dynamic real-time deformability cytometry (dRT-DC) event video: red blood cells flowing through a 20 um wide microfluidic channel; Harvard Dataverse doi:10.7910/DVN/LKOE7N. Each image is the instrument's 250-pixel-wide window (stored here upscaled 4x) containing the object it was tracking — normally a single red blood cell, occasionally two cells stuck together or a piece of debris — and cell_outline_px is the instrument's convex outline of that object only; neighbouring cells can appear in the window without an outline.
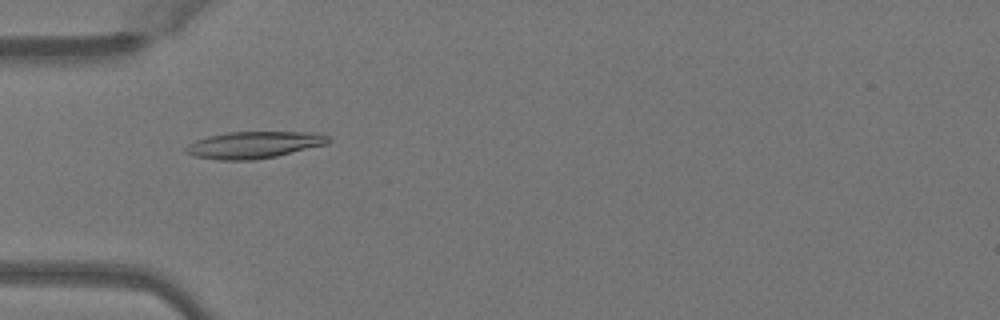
{"species": "Egyptian fruit bat (a non-hibernating species)", "species_latin": "Rousettus aegyptiacus", "temperature_condition": "warm", "stored_images_in_passage": 39, "camera_frame_rate_fps": 3000, "um_per_image_px": 0.085, "animal": {"sex": "female"}, "frame": {"image": 1, "passage_image": 5, "time_ms": 1.333, "image_size_px": [1000, 320], "cell_outline_px": [[332, 140], [328, 144], [276, 156], [252, 160], [220, 160], [196, 156], [184, 152], [184, 148], [188, 144], [196, 140], [208, 136], [228, 132], [308, 132], [328, 136]], "centroid_in_image_um": [21.57, 12.31], "position_along_channel_um": 63.4, "area_um2": 22.2}}
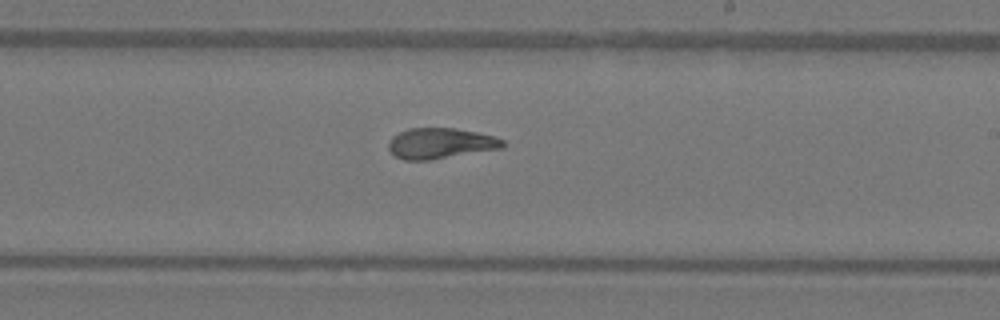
{"frame": {"image": 2, "passage_image": 19, "time_ms": 6.0, "image_size_px": [1000, 320], "cell_outline_px": [[504, 144], [500, 148], [428, 160], [404, 160], [396, 156], [388, 148], [388, 140], [392, 136], [408, 128], [456, 128], [476, 132], [492, 136], [504, 140]], "centroid_in_image_um": [37.38, 12.17], "position_along_channel_um": 251.6, "area_um2": 20.11}}
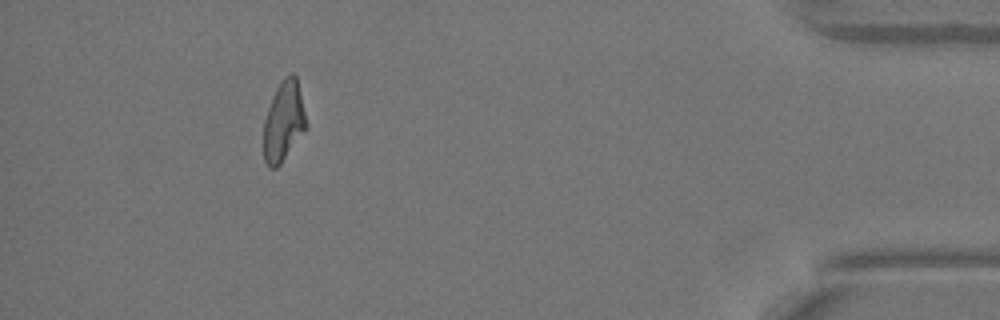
{"frame": {"image": 3, "passage_image": 35, "time_ms": 11.333, "image_size_px": [1000, 320], "cell_outline_px": [[308, 128], [280, 164], [276, 168], [268, 168], [264, 160], [264, 120], [272, 96], [280, 80], [284, 76], [292, 72], [296, 76], [308, 124]], "centroid_in_image_um": [24.12, 10.31], "position_along_channel_um": 411.1, "area_um2": 20.11}, "authors_computed_cell_mechanics": {"area_um2": 20.4034, "velocity_mm_per_s": 4.0521, "shape_relaxation_time_tau1_ms": 6.9534, "shape_relaxation_time_tau2_ms": 1.3291, "deformation_change_tau1": 0.2376, "deformation_change_tau2": 0.0791}}